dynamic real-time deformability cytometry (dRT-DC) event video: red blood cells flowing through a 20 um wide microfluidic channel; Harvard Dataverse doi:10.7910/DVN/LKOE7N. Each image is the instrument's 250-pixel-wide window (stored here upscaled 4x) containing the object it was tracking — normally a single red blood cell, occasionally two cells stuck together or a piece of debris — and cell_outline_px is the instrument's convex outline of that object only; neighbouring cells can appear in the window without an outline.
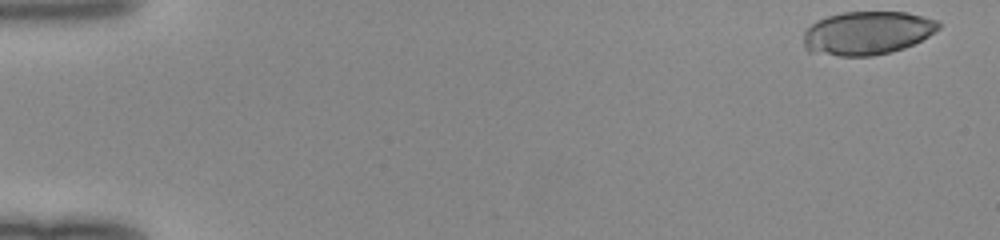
{"species": "human", "species_latin": "Homo sapiens", "temperature_condition": "room temperature", "stored_images_in_passage": 48, "camera_frame_rate_fps": 3000, "um_per_image_px": 0.085, "donor": {"sex": "female"}, "frame": {"image": 1, "passage_image": 1, "time_ms": 0.0, "image_size_px": [1000, 240], "cell_outline_px": [[940, 28], [928, 36], [904, 48], [892, 52], [872, 56], [840, 56], [808, 52], [804, 48], [804, 28], [816, 20], [828, 16], [844, 12], [904, 12], [924, 16], [940, 20]], "centroid_in_image_um": [73.68, 2.81], "position_along_channel_um": 11.3, "area_um2": 34.51}}
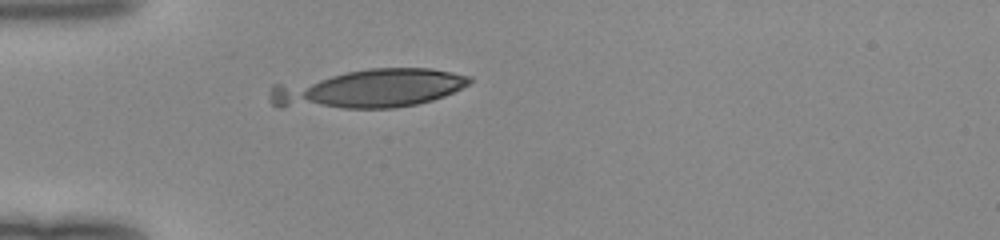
{"frame": {"image": 2, "passage_image": 14, "time_ms": 4.333, "image_size_px": [1000, 240], "cell_outline_px": [[472, 80], [468, 84], [444, 96], [432, 100], [416, 104], [392, 108], [280, 108], [272, 104], [268, 96], [268, 92], [272, 84], [368, 68], [432, 68], [472, 76]], "centroid_in_image_um": [31.26, 7.54], "position_along_channel_um": 53.7, "area_um2": 45.55}}
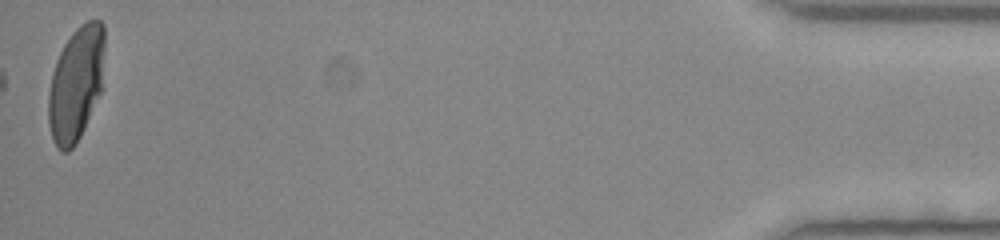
{"frame": {"image": 3, "passage_image": 48, "time_ms": 15.667, "image_size_px": [1000, 240], "cell_outline_px": [[104, 48], [100, 92], [84, 128], [76, 144], [68, 152], [60, 152], [56, 148], [52, 140], [48, 124], [48, 92], [56, 60], [64, 44], [72, 32], [80, 24], [88, 20], [100, 20], [104, 24]], "centroid_in_image_um": [6.43, 7.14], "position_along_channel_um": 428.8, "area_um2": 37.4}}